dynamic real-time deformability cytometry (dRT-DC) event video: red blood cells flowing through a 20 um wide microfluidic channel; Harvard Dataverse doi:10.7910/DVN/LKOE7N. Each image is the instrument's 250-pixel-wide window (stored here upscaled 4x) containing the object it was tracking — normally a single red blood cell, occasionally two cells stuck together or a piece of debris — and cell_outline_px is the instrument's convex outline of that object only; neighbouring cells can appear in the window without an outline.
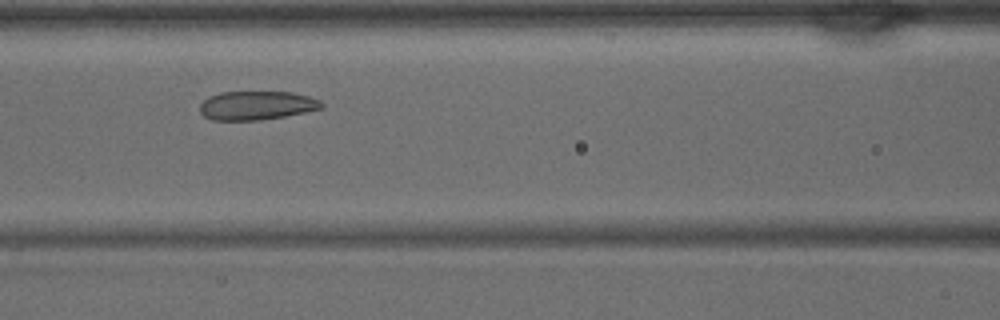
{"species": "common noctule bat (a hibernating species)", "species_latin": "Nyctalus noctula", "temperature_condition": "warm", "stored_images_in_passage": 35, "camera_frame_rate_fps": 3000, "um_per_image_px": 0.085, "animal": {"sex": "male", "body_mass_g": 15.6}, "frame": {"image": 1, "passage_image": 11, "time_ms": 3.333, "image_size_px": [1000, 320], "cell_outline_px": [[324, 108], [284, 116], [260, 120], [212, 120], [204, 116], [200, 112], [200, 104], [208, 96], [220, 92], [292, 92], [308, 96], [320, 100], [324, 104]], "centroid_in_image_um": [21.81, 8.96], "position_along_channel_um": 144.8, "area_um2": 20.46}}
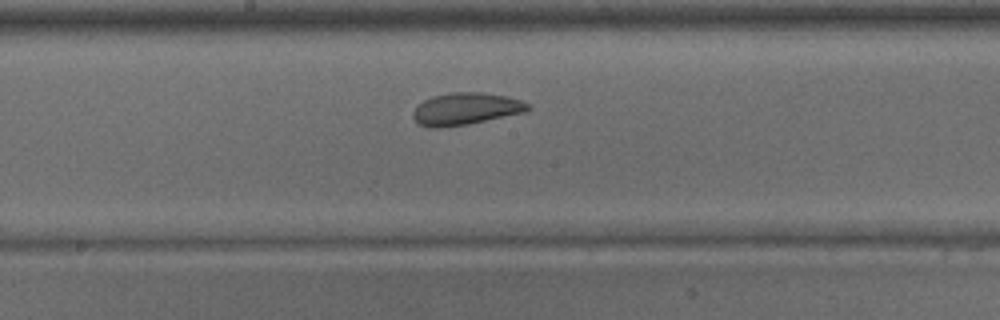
{"frame": {"image": 2, "passage_image": 15, "time_ms": 4.667, "image_size_px": [1000, 320], "cell_outline_px": [[532, 108], [524, 112], [468, 124], [440, 128], [428, 128], [420, 124], [412, 116], [412, 112], [416, 104], [432, 96], [452, 92], [480, 92], [508, 96], [520, 100], [528, 104]], "centroid_in_image_um": [39.55, 9.25], "position_along_channel_um": 208.7, "area_um2": 21.56}}
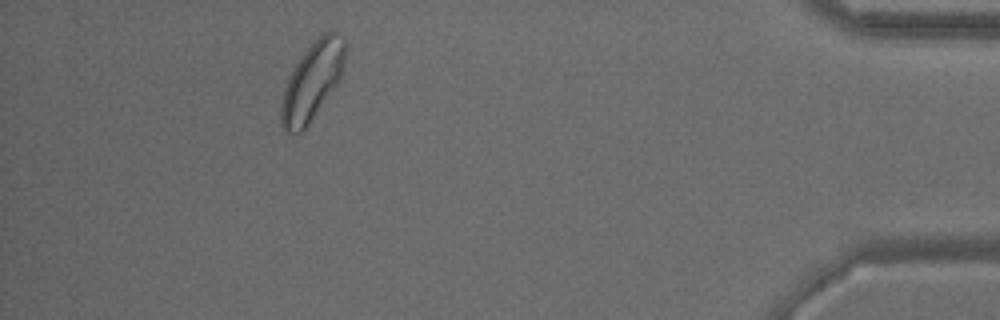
{"frame": {"image": 3, "passage_image": 31, "time_ms": 10.0, "image_size_px": [1000, 320], "cell_outline_px": [[348, 44], [344, 64], [340, 80], [304, 132], [284, 132], [280, 124], [280, 104], [284, 88], [296, 64], [304, 52], [324, 32], [332, 32], [344, 36]], "centroid_in_image_um": [26.56, 6.94], "position_along_channel_um": 408.6, "area_um2": 29.25}}